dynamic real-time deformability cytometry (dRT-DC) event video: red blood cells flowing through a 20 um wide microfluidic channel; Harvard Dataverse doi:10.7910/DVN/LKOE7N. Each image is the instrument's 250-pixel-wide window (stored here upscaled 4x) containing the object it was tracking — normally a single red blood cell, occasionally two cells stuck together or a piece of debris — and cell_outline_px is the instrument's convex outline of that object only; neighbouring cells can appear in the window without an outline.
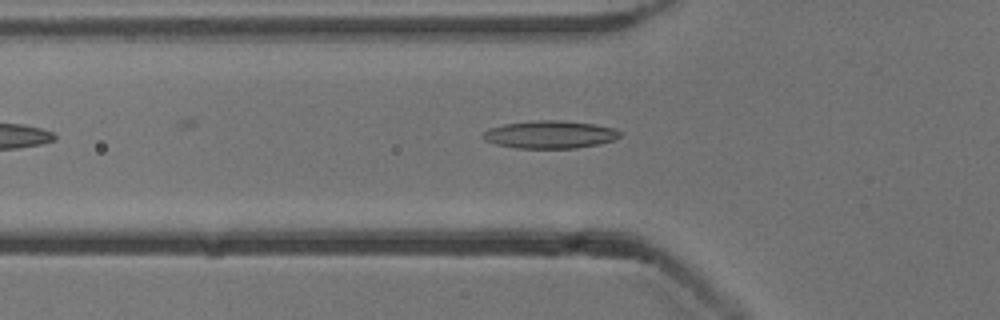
{"species": "common noctule bat (a hibernating species)", "species_latin": "Nyctalus noctula", "temperature_condition": "cold", "stored_images_in_passage": 36, "camera_frame_rate_fps": 3000, "um_per_image_px": 0.085, "animal": {"sex": "male", "body_mass_g": 13.3}, "frame": {"image": 1, "passage_image": 4, "time_ms": 1.0, "image_size_px": [1000, 320], "cell_outline_px": [[620, 136], [612, 140], [596, 144], [576, 148], [516, 148], [496, 144], [484, 140], [480, 136], [488, 128], [504, 124], [536, 120], [560, 120], [592, 124], [612, 128], [620, 132]], "centroid_in_image_um": [46.67, 11.43], "position_along_channel_um": 79.1, "area_um2": 21.91}}
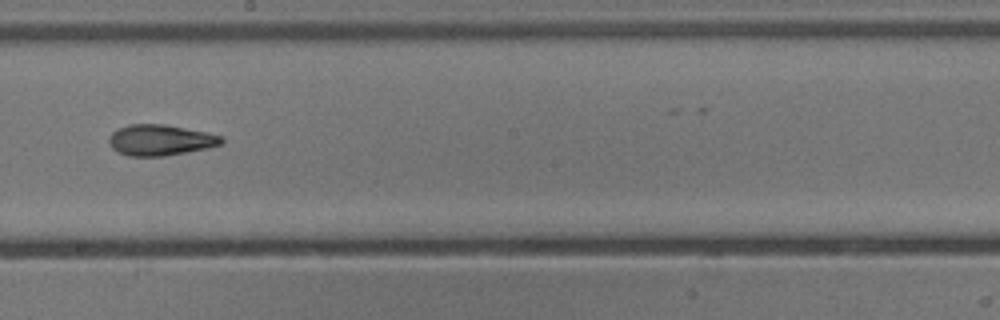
{"frame": {"image": 2, "passage_image": 16, "time_ms": 5.0, "image_size_px": [1000, 320], "cell_outline_px": [[224, 140], [220, 144], [208, 148], [164, 156], [128, 156], [112, 148], [108, 140], [108, 136], [116, 128], [128, 124], [164, 124], [204, 132], [220, 136]], "centroid_in_image_um": [13.56, 11.9], "position_along_channel_um": 234.6, "area_um2": 20.11}}
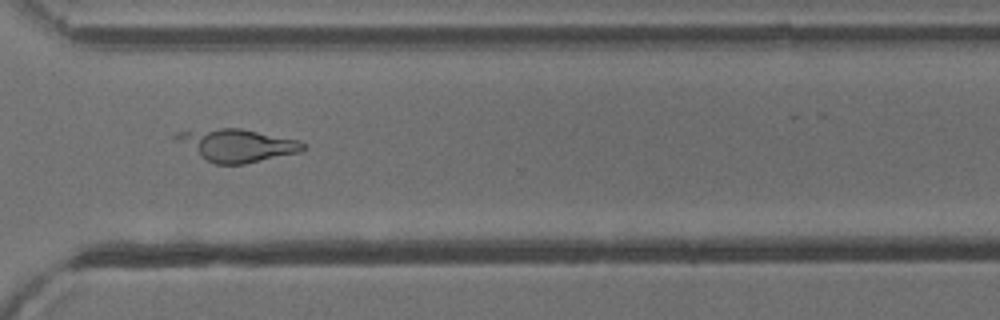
{"frame": {"image": 3, "passage_image": 25, "time_ms": 8.0, "image_size_px": [1000, 320], "cell_outline_px": [[304, 148], [300, 152], [244, 164], [216, 164], [200, 156], [176, 140], [172, 136], [176, 132], [220, 128], [240, 128], [300, 140], [304, 144]], "centroid_in_image_um": [20.17, 12.33], "position_along_channel_um": 350.4, "area_um2": 23.7}, "authors_computed_cell_mechanics": {"area_um2": 19.9699, "velocity_mm_per_s": 3.8571, "shape_relaxation_time_tau1_ms": 5.0386, "shape_relaxation_time_tau2_ms": 1.631, "deformation_change_tau1": 0.176, "deformation_change_tau2": 0.0964}}